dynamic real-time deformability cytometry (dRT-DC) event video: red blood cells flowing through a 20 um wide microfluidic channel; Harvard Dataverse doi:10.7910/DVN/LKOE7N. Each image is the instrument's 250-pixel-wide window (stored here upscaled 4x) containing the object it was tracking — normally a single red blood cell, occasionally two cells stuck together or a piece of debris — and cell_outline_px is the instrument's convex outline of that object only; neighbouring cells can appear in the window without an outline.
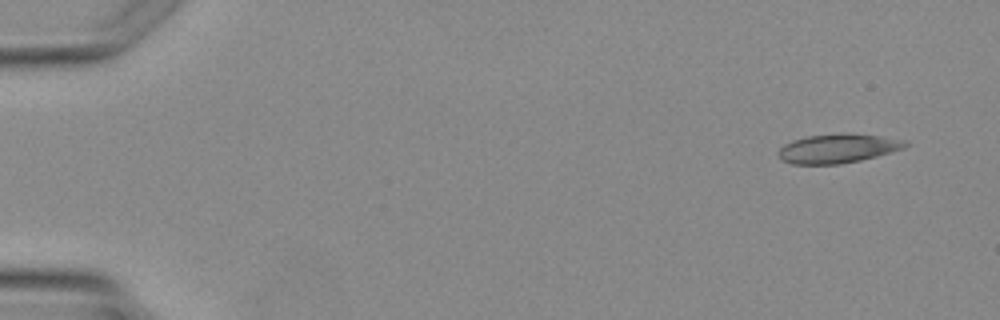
{"species": "Egyptian fruit bat (a non-hibernating species)", "species_latin": "Rousettus aegyptiacus", "temperature_condition": "warm", "stored_images_in_passage": 4, "camera_frame_rate_fps": 3000, "um_per_image_px": 0.085, "animal": {"sex": "female"}, "frame": {"image": 1, "passage_image": 1, "time_ms": 0.0, "image_size_px": [1000, 320], "cell_outline_px": [[908, 144], [904, 148], [876, 156], [860, 160], [840, 164], [792, 164], [784, 160], [780, 156], [780, 148], [784, 144], [792, 140], [808, 136], [840, 132], [844, 132], [880, 136], [908, 140]], "centroid_in_image_um": [71.25, 12.6], "position_along_channel_um": 13.8, "area_um2": 21.5}}